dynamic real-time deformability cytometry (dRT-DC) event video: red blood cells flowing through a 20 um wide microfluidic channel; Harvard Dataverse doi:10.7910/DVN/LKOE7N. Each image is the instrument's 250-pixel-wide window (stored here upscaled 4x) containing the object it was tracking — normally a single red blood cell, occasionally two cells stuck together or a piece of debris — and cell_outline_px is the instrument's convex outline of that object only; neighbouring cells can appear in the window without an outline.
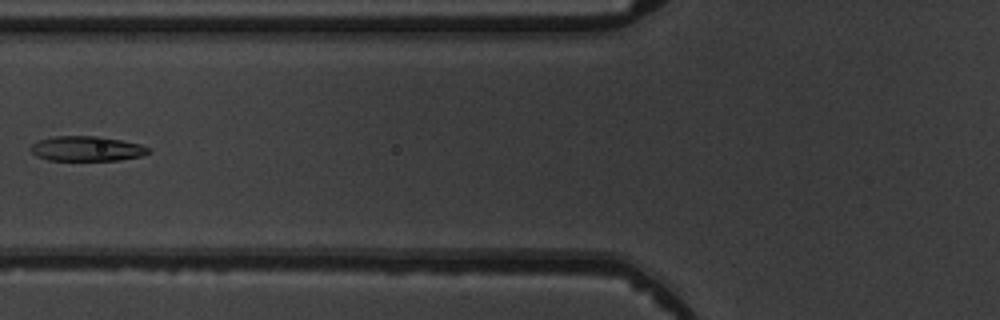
{"species": "common noctule bat (a hibernating species)", "species_latin": "Nyctalus noctula", "temperature_condition": "warm", "stored_images_in_passage": 5, "camera_frame_rate_fps": 3000, "um_per_image_px": 0.085, "animal": {"sex": "male", "body_mass_g": 19.5, "forearm_length_mm": 54.6}, "frame": {"image": 1, "passage_image": 5, "time_ms": 4.333, "image_size_px": [1000, 320], "cell_outline_px": [[152, 152], [140, 156], [120, 160], [48, 160], [36, 156], [28, 148], [32, 144], [40, 140], [52, 136], [100, 136], [140, 144], [148, 148]], "centroid_in_image_um": [7.35, 12.63], "position_along_channel_um": 118.4, "area_um2": 17.11}}